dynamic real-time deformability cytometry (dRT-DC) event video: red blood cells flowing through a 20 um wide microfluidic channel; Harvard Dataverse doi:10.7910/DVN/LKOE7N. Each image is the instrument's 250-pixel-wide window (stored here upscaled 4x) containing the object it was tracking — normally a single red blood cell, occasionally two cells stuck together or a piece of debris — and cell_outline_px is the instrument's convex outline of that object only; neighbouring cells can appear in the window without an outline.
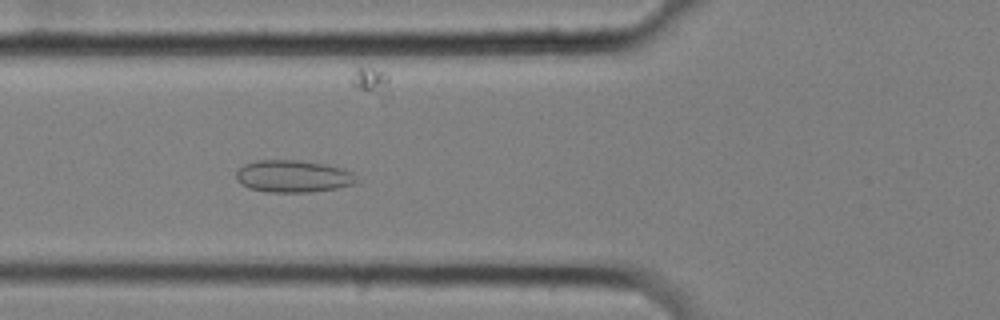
{"species": "common noctule bat (a hibernating species)", "species_latin": "Nyctalus noctula", "temperature_condition": "cold", "stored_images_in_passage": 57, "camera_frame_rate_fps": 3000, "um_per_image_px": 0.085, "animal": {"sex": "female", "body_mass_g": 25.1}, "frame": {"image": 1, "passage_image": 21, "time_ms": 6.667, "image_size_px": [1000, 320], "cell_outline_px": [[360, 180], [356, 184], [336, 188], [312, 192], [268, 192], [248, 188], [240, 184], [236, 180], [236, 172], [244, 164], [256, 160], [296, 160], [324, 164], [344, 168], [352, 172]], "centroid_in_image_um": [24.93, 14.99], "position_along_channel_um": 100.9, "area_um2": 22.83}}
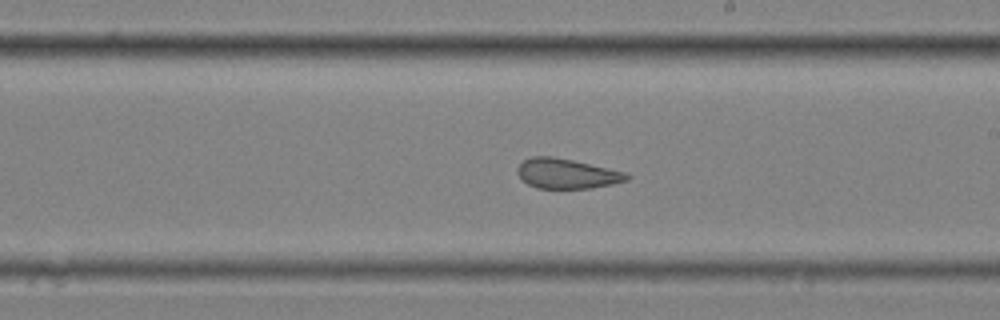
{"frame": {"image": 2, "passage_image": 33, "time_ms": 10.667, "image_size_px": [1000, 320], "cell_outline_px": [[632, 176], [628, 180], [612, 184], [592, 188], [536, 188], [528, 184], [516, 172], [516, 168], [524, 160], [532, 156], [552, 156], [572, 160], [628, 172]], "centroid_in_image_um": [48.21, 14.75], "position_along_channel_um": 240.8, "area_um2": 19.13}}
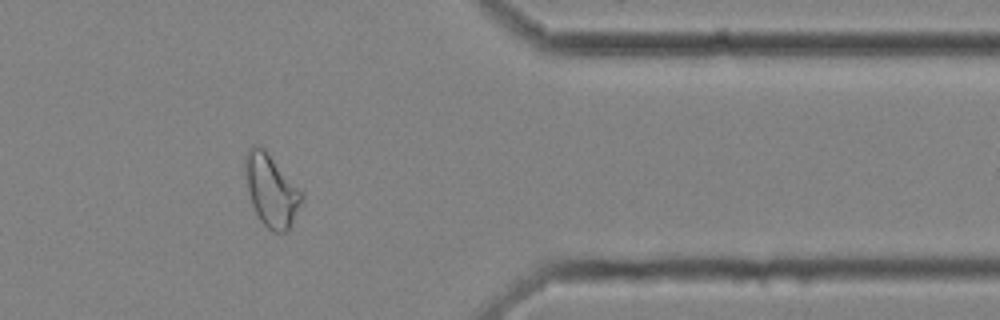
{"frame": {"image": 3, "passage_image": 47, "time_ms": 15.333, "image_size_px": [1000, 320], "cell_outline_px": [[304, 196], [288, 232], [272, 232], [260, 220], [252, 204], [248, 192], [244, 160], [244, 156], [248, 148], [264, 148], [304, 192]], "centroid_in_image_um": [23.08, 16.2], "position_along_channel_um": 388.3, "area_um2": 23.58}, "authors_computed_cell_mechanics": {"area_um2": 23.987, "velocity_mm_per_s": 3.5006, "shape_relaxation_time_tau1_ms": null, "shape_relaxation_time_tau2_ms": 2.1436, "deformation_change_tau1": null, "deformation_change_tau2": 0.0892}}